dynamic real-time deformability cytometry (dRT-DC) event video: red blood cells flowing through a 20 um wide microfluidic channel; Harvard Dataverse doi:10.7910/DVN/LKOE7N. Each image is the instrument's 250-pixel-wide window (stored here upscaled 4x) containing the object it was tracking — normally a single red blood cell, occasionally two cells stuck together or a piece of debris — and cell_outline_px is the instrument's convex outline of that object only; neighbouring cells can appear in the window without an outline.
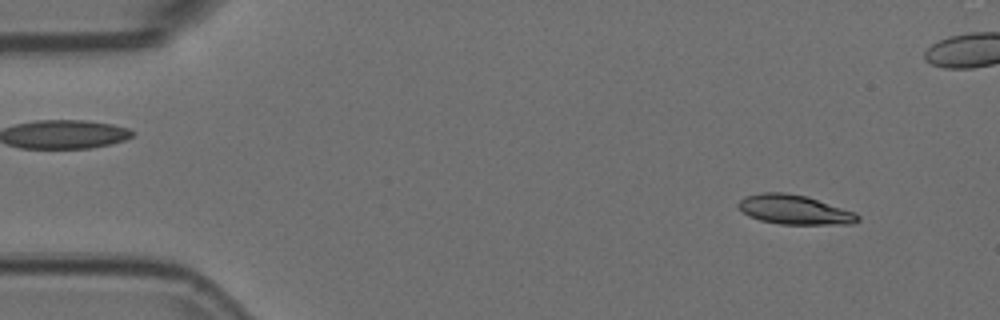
{"species": "Egyptian fruit bat (a non-hibernating species)", "species_latin": "Rousettus aegyptiacus", "temperature_condition": "room temperature", "stored_images_in_passage": 55, "camera_frame_rate_fps": 3000, "um_per_image_px": 0.085, "animal": {"sex": "female"}, "frame": {"image": 1, "passage_image": 5, "time_ms": 1.333, "image_size_px": [1000, 320], "cell_outline_px": [[860, 220], [852, 224], [780, 224], [760, 220], [748, 216], [736, 204], [744, 196], [760, 192], [784, 192], [808, 196], [856, 212], [860, 216]], "centroid_in_image_um": [67.54, 17.81], "position_along_channel_um": 17.5, "area_um2": 20.69}}
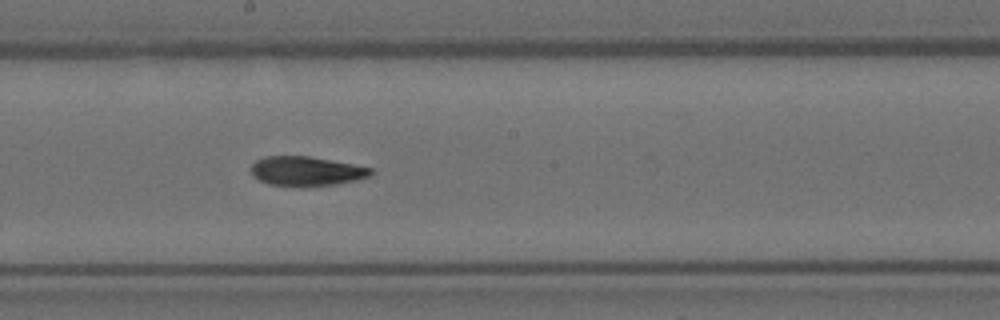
{"frame": {"image": 2, "passage_image": 29, "time_ms": 9.333, "image_size_px": [1000, 320], "cell_outline_px": [[372, 176], [356, 180], [336, 184], [268, 184], [260, 180], [252, 172], [252, 164], [256, 160], [264, 156], [308, 156], [352, 164], [372, 168]], "centroid_in_image_um": [26.07, 14.51], "position_along_channel_um": 222.1, "area_um2": 19.71}}
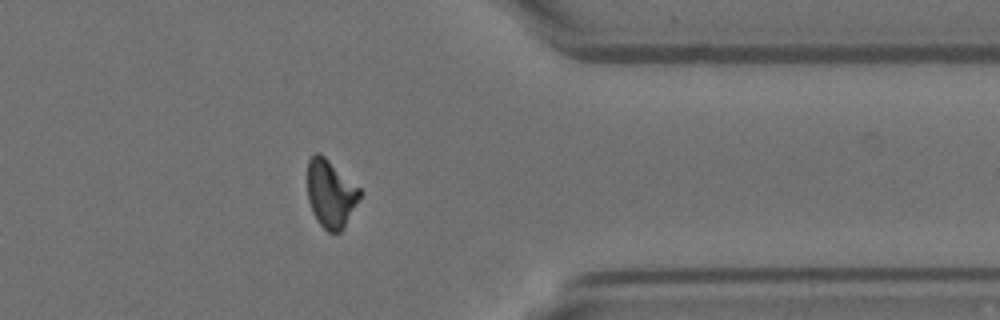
{"frame": {"image": 3, "passage_image": 43, "time_ms": 14.0, "image_size_px": [1000, 320], "cell_outline_px": [[364, 192], [344, 228], [340, 232], [328, 232], [320, 224], [312, 212], [308, 200], [308, 160], [316, 152], [320, 152], [360, 188]], "centroid_in_image_um": [28.13, 16.47], "position_along_channel_um": 383.3, "area_um2": 20.81}, "authors_computed_cell_mechanics": {"area_um2": 20.8658, "velocity_mm_per_s": 3.7497, "shape_relaxation_time_tau1_ms": null, "shape_relaxation_time_tau2_ms": 4.1398, "deformation_change_tau1": null, "deformation_change_tau2": 0.1026}}